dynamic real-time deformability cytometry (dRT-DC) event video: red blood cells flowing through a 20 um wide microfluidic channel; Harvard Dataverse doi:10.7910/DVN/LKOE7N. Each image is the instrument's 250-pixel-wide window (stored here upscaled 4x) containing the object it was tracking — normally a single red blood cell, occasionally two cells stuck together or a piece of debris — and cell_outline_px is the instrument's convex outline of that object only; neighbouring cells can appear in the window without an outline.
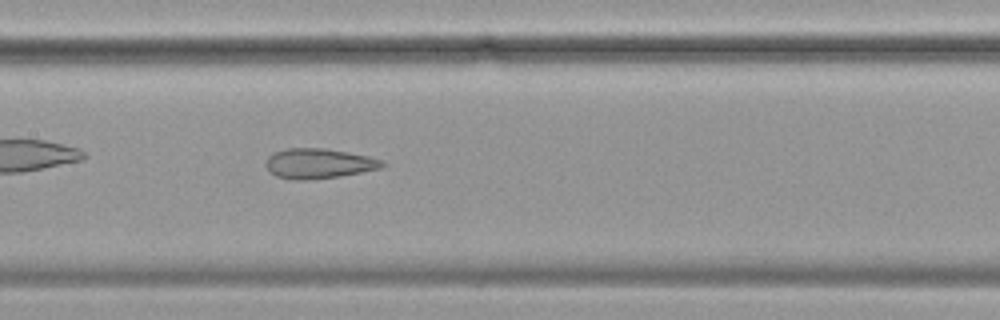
{"species": "common noctule bat (a hibernating species)", "species_latin": "Nyctalus noctula", "temperature_condition": "cold", "stored_images_in_passage": 42, "camera_frame_rate_fps": 3000, "um_per_image_px": 0.085, "animal": {"sex": "female", "body_mass_g": 19.9}, "frame": {"image": 1, "passage_image": 13, "time_ms": 4.0, "image_size_px": [1000, 320], "cell_outline_px": [[388, 164], [380, 168], [340, 176], [304, 180], [292, 180], [276, 176], [268, 172], [264, 164], [268, 156], [272, 152], [288, 148], [324, 148], [348, 152], [368, 156], [380, 160]], "centroid_in_image_um": [27.02, 13.89], "position_along_channel_um": 180.4, "area_um2": 20.46}}
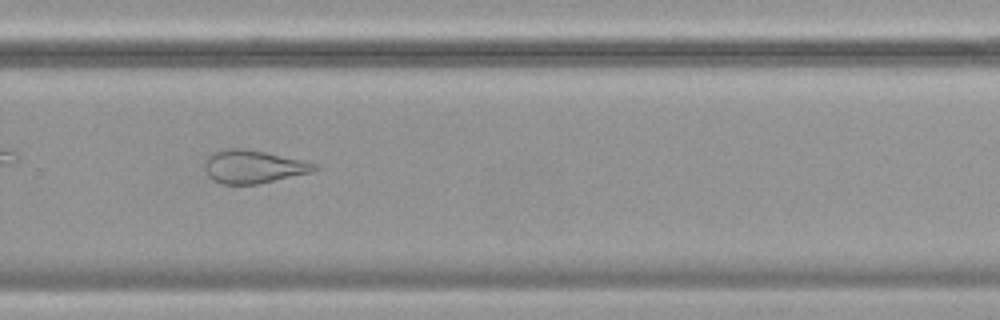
{"frame": {"image": 2, "passage_image": 24, "time_ms": 7.667, "image_size_px": [1000, 320], "cell_outline_px": [[320, 168], [308, 172], [260, 184], [220, 184], [212, 180], [208, 176], [204, 168], [204, 160], [212, 152], [228, 148], [244, 148], [304, 160], [316, 164]], "centroid_in_image_um": [21.46, 14.16], "position_along_channel_um": 308.3, "area_um2": 21.21}, "authors_computed_cell_mechanics": {"area_um2": 22.1374, "velocity_mm_per_s": 3.5075, "shape_relaxation_time_tau1_ms": null, "shape_relaxation_time_tau2_ms": 2.218, "deformation_change_tau1": null, "deformation_change_tau2": 0.1045}}